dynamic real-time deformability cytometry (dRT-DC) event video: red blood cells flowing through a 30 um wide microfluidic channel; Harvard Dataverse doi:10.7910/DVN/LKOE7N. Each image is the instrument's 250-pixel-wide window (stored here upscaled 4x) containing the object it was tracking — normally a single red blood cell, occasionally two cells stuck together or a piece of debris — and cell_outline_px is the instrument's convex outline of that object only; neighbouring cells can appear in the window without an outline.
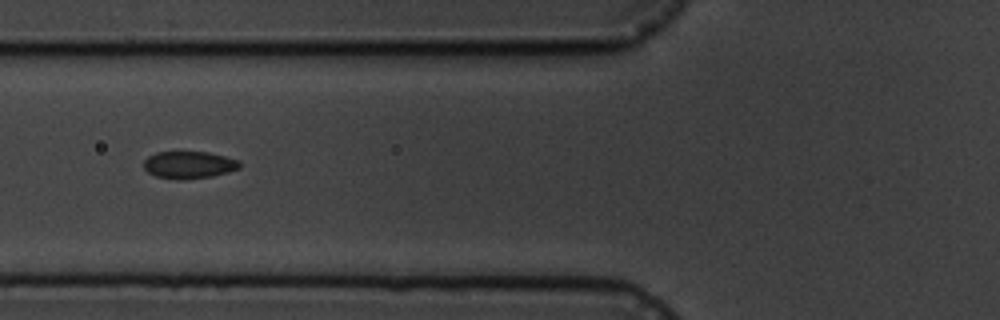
{"species": "common noctule bat (a hibernating species)", "species_latin": "Nyctalus noctula", "temperature_condition": "cold", "stored_images_in_passage": 14, "camera_frame_rate_fps": 3000, "um_per_image_px": 0.085, "animal": {"sex": "male", "body_mass_g": 19.5, "forearm_length_mm": 54.6}, "frame": {"image": 1, "passage_image": 5, "time_ms": 5.333, "image_size_px": [1000, 320], "cell_outline_px": [[240, 168], [228, 172], [212, 176], [180, 180], [176, 180], [156, 176], [148, 172], [144, 168], [144, 160], [148, 156], [156, 152], [208, 152], [240, 160]], "centroid_in_image_um": [16.06, 14.01], "position_along_channel_um": 109.7, "area_um2": 15.26}}
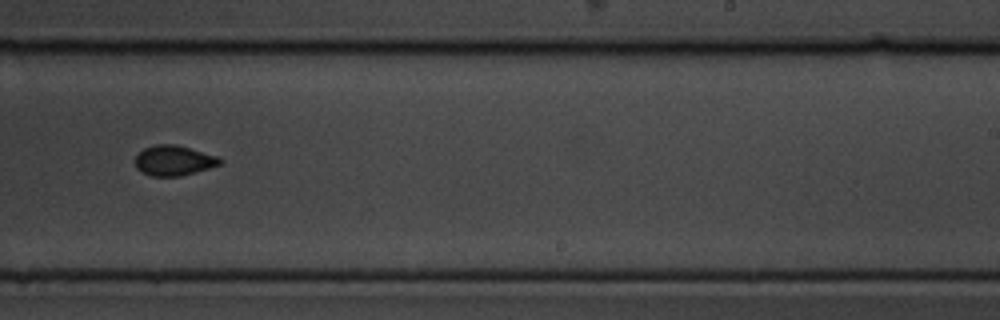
{"frame": {"image": 2, "passage_image": 9, "time_ms": 10.0, "image_size_px": [1000, 320], "cell_outline_px": [[224, 160], [220, 164], [196, 172], [180, 176], [152, 176], [136, 168], [136, 156], [144, 148], [156, 144], [176, 144], [216, 156]], "centroid_in_image_um": [14.77, 13.64], "position_along_channel_um": 274.2, "area_um2": 14.68}}
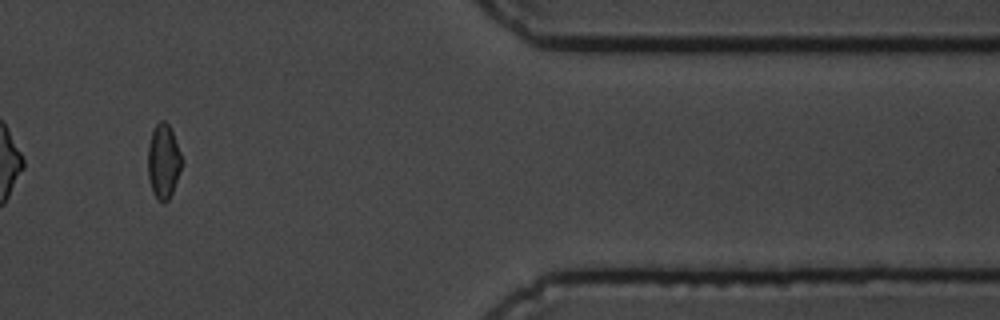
{"frame": {"image": 3, "passage_image": 12, "time_ms": 14.333, "image_size_px": [1000, 320], "cell_outline_px": [[184, 160], [172, 192], [168, 200], [164, 204], [156, 200], [152, 192], [148, 176], [148, 144], [152, 128], [160, 120], [164, 120], [168, 124], [172, 132]], "centroid_in_image_um": [13.88, 13.72], "position_along_channel_um": 397.5, "area_um2": 14.97}, "authors_computed_cell_mechanics": {"area_um2": 15.0858, "velocity_mm_per_s": 3.542, "shape_relaxation_time_tau1_ms": 7.9314, "shape_relaxation_time_tau2_ms": 1.0434, "deformation_change_tau1": 0.1189, "deformation_change_tau2": 0.055}}